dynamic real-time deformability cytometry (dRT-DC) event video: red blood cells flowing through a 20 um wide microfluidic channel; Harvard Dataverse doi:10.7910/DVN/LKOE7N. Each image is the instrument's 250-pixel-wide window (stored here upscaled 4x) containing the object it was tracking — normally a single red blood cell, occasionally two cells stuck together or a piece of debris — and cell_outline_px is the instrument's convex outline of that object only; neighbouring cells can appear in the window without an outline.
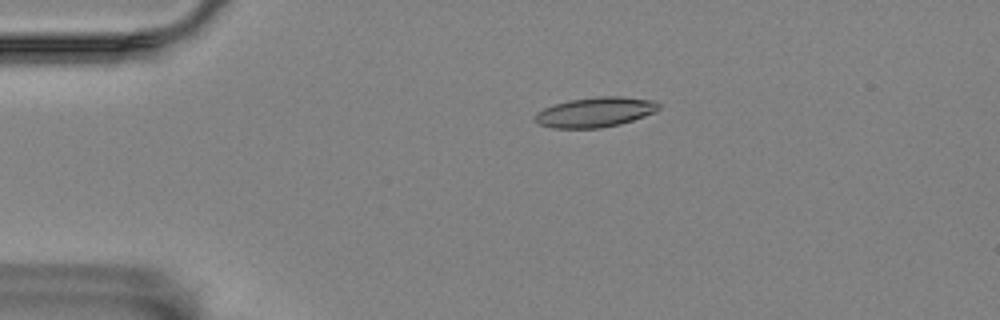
{"species": "Egyptian fruit bat (a non-hibernating species)", "species_latin": "Rousettus aegyptiacus", "temperature_condition": "room temperature", "stored_images_in_passage": 56, "camera_frame_rate_fps": 3000, "um_per_image_px": 0.085, "animal": {"sex": "female"}, "frame": {"image": 1, "passage_image": 11, "time_ms": 3.333, "image_size_px": [1000, 320], "cell_outline_px": [[660, 108], [656, 112], [620, 124], [600, 128], [552, 128], [536, 124], [532, 116], [536, 112], [552, 104], [568, 100], [596, 96], [620, 96], [656, 100], [660, 104]], "centroid_in_image_um": [50.56, 9.52], "position_along_channel_um": 34.4, "area_um2": 22.02}}
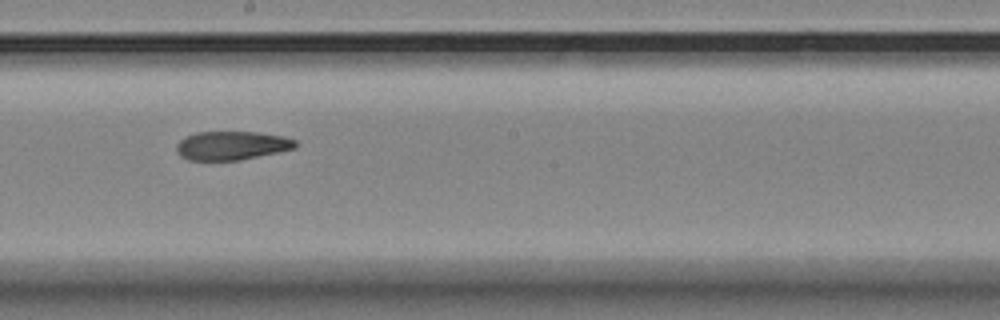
{"frame": {"image": 2, "passage_image": 31, "time_ms": 10.0, "image_size_px": [1000, 320], "cell_outline_px": [[296, 148], [280, 152], [240, 160], [188, 160], [180, 156], [176, 152], [176, 144], [184, 136], [196, 132], [256, 132], [284, 136], [296, 140]], "centroid_in_image_um": [19.68, 12.37], "position_along_channel_um": 228.5, "area_um2": 20.11}}
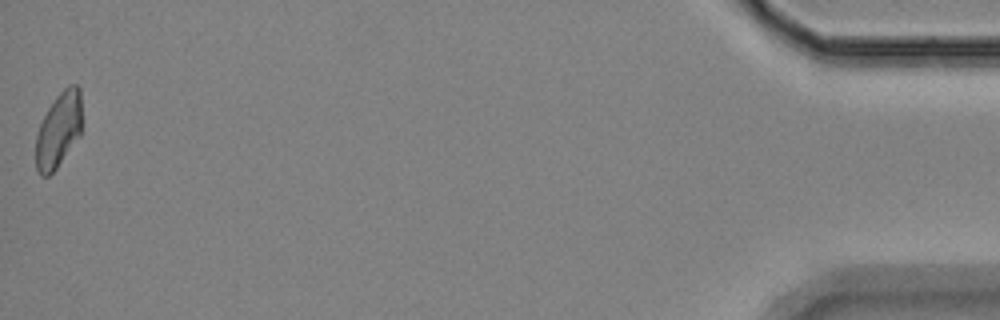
{"frame": {"image": 3, "passage_image": 56, "time_ms": 18.333, "image_size_px": [1000, 320], "cell_outline_px": [[80, 136], [56, 168], [48, 176], [40, 176], [36, 168], [36, 136], [40, 124], [48, 108], [56, 96], [68, 84], [76, 84], [80, 88]], "centroid_in_image_um": [4.97, 11.04], "position_along_channel_um": 430.2, "area_um2": 19.94}, "authors_computed_cell_mechanics": {"area_um2": 20.8658, "velocity_mm_per_s": 3.5138, "shape_relaxation_time_tau1_ms": null, "shape_relaxation_time_tau2_ms": 2.4397, "deformation_change_tau1": null, "deformation_change_tau2": 0.0924}}